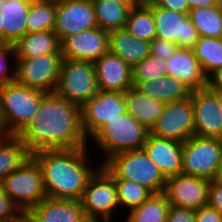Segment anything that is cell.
Listing matches in <instances>:
<instances>
[{"label": "cell", "mask_w": 222, "mask_h": 222, "mask_svg": "<svg viewBox=\"0 0 222 222\" xmlns=\"http://www.w3.org/2000/svg\"><path fill=\"white\" fill-rule=\"evenodd\" d=\"M31 154L46 149L89 147L82 127L81 107L48 93L33 120L17 135Z\"/></svg>", "instance_id": "cell-1"}, {"label": "cell", "mask_w": 222, "mask_h": 222, "mask_svg": "<svg viewBox=\"0 0 222 222\" xmlns=\"http://www.w3.org/2000/svg\"><path fill=\"white\" fill-rule=\"evenodd\" d=\"M88 149H46L31 154L42 171L47 197L81 200L89 178L101 166L90 164Z\"/></svg>", "instance_id": "cell-2"}, {"label": "cell", "mask_w": 222, "mask_h": 222, "mask_svg": "<svg viewBox=\"0 0 222 222\" xmlns=\"http://www.w3.org/2000/svg\"><path fill=\"white\" fill-rule=\"evenodd\" d=\"M47 94L16 80L0 86V128L3 135L17 136L33 120Z\"/></svg>", "instance_id": "cell-3"}, {"label": "cell", "mask_w": 222, "mask_h": 222, "mask_svg": "<svg viewBox=\"0 0 222 222\" xmlns=\"http://www.w3.org/2000/svg\"><path fill=\"white\" fill-rule=\"evenodd\" d=\"M150 130L128 112L103 125L90 139L103 154L102 165L109 157L133 150H141ZM105 155V156H104Z\"/></svg>", "instance_id": "cell-4"}, {"label": "cell", "mask_w": 222, "mask_h": 222, "mask_svg": "<svg viewBox=\"0 0 222 222\" xmlns=\"http://www.w3.org/2000/svg\"><path fill=\"white\" fill-rule=\"evenodd\" d=\"M101 166L113 178L133 180L153 194L164 192L166 178L143 149L115 154Z\"/></svg>", "instance_id": "cell-5"}, {"label": "cell", "mask_w": 222, "mask_h": 222, "mask_svg": "<svg viewBox=\"0 0 222 222\" xmlns=\"http://www.w3.org/2000/svg\"><path fill=\"white\" fill-rule=\"evenodd\" d=\"M0 185L24 214H27L47 197L42 171L32 157L6 176Z\"/></svg>", "instance_id": "cell-6"}, {"label": "cell", "mask_w": 222, "mask_h": 222, "mask_svg": "<svg viewBox=\"0 0 222 222\" xmlns=\"http://www.w3.org/2000/svg\"><path fill=\"white\" fill-rule=\"evenodd\" d=\"M99 91L93 62L63 59L55 94L82 107Z\"/></svg>", "instance_id": "cell-7"}, {"label": "cell", "mask_w": 222, "mask_h": 222, "mask_svg": "<svg viewBox=\"0 0 222 222\" xmlns=\"http://www.w3.org/2000/svg\"><path fill=\"white\" fill-rule=\"evenodd\" d=\"M221 160L222 139L194 135L183 142L181 173L214 180Z\"/></svg>", "instance_id": "cell-8"}, {"label": "cell", "mask_w": 222, "mask_h": 222, "mask_svg": "<svg viewBox=\"0 0 222 222\" xmlns=\"http://www.w3.org/2000/svg\"><path fill=\"white\" fill-rule=\"evenodd\" d=\"M80 202L85 215L112 222V217L120 208L117 188L114 178L102 166L89 178Z\"/></svg>", "instance_id": "cell-9"}, {"label": "cell", "mask_w": 222, "mask_h": 222, "mask_svg": "<svg viewBox=\"0 0 222 222\" xmlns=\"http://www.w3.org/2000/svg\"><path fill=\"white\" fill-rule=\"evenodd\" d=\"M63 57L61 53L16 59L15 80L29 88L54 93Z\"/></svg>", "instance_id": "cell-10"}, {"label": "cell", "mask_w": 222, "mask_h": 222, "mask_svg": "<svg viewBox=\"0 0 222 222\" xmlns=\"http://www.w3.org/2000/svg\"><path fill=\"white\" fill-rule=\"evenodd\" d=\"M127 113L123 92L98 91L81 107L82 127L88 141L106 123Z\"/></svg>", "instance_id": "cell-11"}, {"label": "cell", "mask_w": 222, "mask_h": 222, "mask_svg": "<svg viewBox=\"0 0 222 222\" xmlns=\"http://www.w3.org/2000/svg\"><path fill=\"white\" fill-rule=\"evenodd\" d=\"M150 134L158 138L185 142L194 136L193 104L191 97L185 100L166 103L163 113Z\"/></svg>", "instance_id": "cell-12"}, {"label": "cell", "mask_w": 222, "mask_h": 222, "mask_svg": "<svg viewBox=\"0 0 222 222\" xmlns=\"http://www.w3.org/2000/svg\"><path fill=\"white\" fill-rule=\"evenodd\" d=\"M156 24V37L175 43L179 48L192 49L199 39V34L191 22L188 13L176 12L148 5Z\"/></svg>", "instance_id": "cell-13"}, {"label": "cell", "mask_w": 222, "mask_h": 222, "mask_svg": "<svg viewBox=\"0 0 222 222\" xmlns=\"http://www.w3.org/2000/svg\"><path fill=\"white\" fill-rule=\"evenodd\" d=\"M209 184L206 178L180 173L166 179L163 193L170 205L197 210L208 204Z\"/></svg>", "instance_id": "cell-14"}, {"label": "cell", "mask_w": 222, "mask_h": 222, "mask_svg": "<svg viewBox=\"0 0 222 222\" xmlns=\"http://www.w3.org/2000/svg\"><path fill=\"white\" fill-rule=\"evenodd\" d=\"M97 26L92 0H63L56 3L53 31L60 42L70 35Z\"/></svg>", "instance_id": "cell-15"}, {"label": "cell", "mask_w": 222, "mask_h": 222, "mask_svg": "<svg viewBox=\"0 0 222 222\" xmlns=\"http://www.w3.org/2000/svg\"><path fill=\"white\" fill-rule=\"evenodd\" d=\"M109 31L100 27L80 31L60 42L63 59L95 62L108 52Z\"/></svg>", "instance_id": "cell-16"}, {"label": "cell", "mask_w": 222, "mask_h": 222, "mask_svg": "<svg viewBox=\"0 0 222 222\" xmlns=\"http://www.w3.org/2000/svg\"><path fill=\"white\" fill-rule=\"evenodd\" d=\"M194 135L222 139V111L215 94L208 88L191 91Z\"/></svg>", "instance_id": "cell-17"}, {"label": "cell", "mask_w": 222, "mask_h": 222, "mask_svg": "<svg viewBox=\"0 0 222 222\" xmlns=\"http://www.w3.org/2000/svg\"><path fill=\"white\" fill-rule=\"evenodd\" d=\"M99 91L125 92L133 86L132 67L120 57L105 53L94 62Z\"/></svg>", "instance_id": "cell-18"}, {"label": "cell", "mask_w": 222, "mask_h": 222, "mask_svg": "<svg viewBox=\"0 0 222 222\" xmlns=\"http://www.w3.org/2000/svg\"><path fill=\"white\" fill-rule=\"evenodd\" d=\"M142 149L158 166L166 179L181 173L182 142L173 139L158 138L149 134Z\"/></svg>", "instance_id": "cell-19"}, {"label": "cell", "mask_w": 222, "mask_h": 222, "mask_svg": "<svg viewBox=\"0 0 222 222\" xmlns=\"http://www.w3.org/2000/svg\"><path fill=\"white\" fill-rule=\"evenodd\" d=\"M166 65L167 75L180 80L191 91L207 87L208 77L204 74L192 49L178 48L166 60Z\"/></svg>", "instance_id": "cell-20"}, {"label": "cell", "mask_w": 222, "mask_h": 222, "mask_svg": "<svg viewBox=\"0 0 222 222\" xmlns=\"http://www.w3.org/2000/svg\"><path fill=\"white\" fill-rule=\"evenodd\" d=\"M31 2L24 0H0V39L14 45L27 33L26 20Z\"/></svg>", "instance_id": "cell-21"}, {"label": "cell", "mask_w": 222, "mask_h": 222, "mask_svg": "<svg viewBox=\"0 0 222 222\" xmlns=\"http://www.w3.org/2000/svg\"><path fill=\"white\" fill-rule=\"evenodd\" d=\"M27 215L33 222H79L85 213L79 200L46 197Z\"/></svg>", "instance_id": "cell-22"}, {"label": "cell", "mask_w": 222, "mask_h": 222, "mask_svg": "<svg viewBox=\"0 0 222 222\" xmlns=\"http://www.w3.org/2000/svg\"><path fill=\"white\" fill-rule=\"evenodd\" d=\"M108 52L120 57L132 68L150 55V42L131 35L125 28L109 31Z\"/></svg>", "instance_id": "cell-23"}, {"label": "cell", "mask_w": 222, "mask_h": 222, "mask_svg": "<svg viewBox=\"0 0 222 222\" xmlns=\"http://www.w3.org/2000/svg\"><path fill=\"white\" fill-rule=\"evenodd\" d=\"M133 86L142 94L164 103L185 100L191 93L184 83L168 75L153 80L133 82Z\"/></svg>", "instance_id": "cell-24"}, {"label": "cell", "mask_w": 222, "mask_h": 222, "mask_svg": "<svg viewBox=\"0 0 222 222\" xmlns=\"http://www.w3.org/2000/svg\"><path fill=\"white\" fill-rule=\"evenodd\" d=\"M127 112L149 130L163 113L166 103L142 94L134 86L124 92Z\"/></svg>", "instance_id": "cell-25"}, {"label": "cell", "mask_w": 222, "mask_h": 222, "mask_svg": "<svg viewBox=\"0 0 222 222\" xmlns=\"http://www.w3.org/2000/svg\"><path fill=\"white\" fill-rule=\"evenodd\" d=\"M13 46L16 59L61 53L60 40L53 30L27 32Z\"/></svg>", "instance_id": "cell-26"}, {"label": "cell", "mask_w": 222, "mask_h": 222, "mask_svg": "<svg viewBox=\"0 0 222 222\" xmlns=\"http://www.w3.org/2000/svg\"><path fill=\"white\" fill-rule=\"evenodd\" d=\"M98 27L111 31L123 29L130 9L137 4H126L117 0H92Z\"/></svg>", "instance_id": "cell-27"}, {"label": "cell", "mask_w": 222, "mask_h": 222, "mask_svg": "<svg viewBox=\"0 0 222 222\" xmlns=\"http://www.w3.org/2000/svg\"><path fill=\"white\" fill-rule=\"evenodd\" d=\"M30 157V151L17 136L2 135L0 137V183Z\"/></svg>", "instance_id": "cell-28"}, {"label": "cell", "mask_w": 222, "mask_h": 222, "mask_svg": "<svg viewBox=\"0 0 222 222\" xmlns=\"http://www.w3.org/2000/svg\"><path fill=\"white\" fill-rule=\"evenodd\" d=\"M170 207L165 194H152L140 206L131 210H125L127 218L124 222H167V214Z\"/></svg>", "instance_id": "cell-29"}, {"label": "cell", "mask_w": 222, "mask_h": 222, "mask_svg": "<svg viewBox=\"0 0 222 222\" xmlns=\"http://www.w3.org/2000/svg\"><path fill=\"white\" fill-rule=\"evenodd\" d=\"M188 15L199 36L222 37V5L192 8Z\"/></svg>", "instance_id": "cell-30"}, {"label": "cell", "mask_w": 222, "mask_h": 222, "mask_svg": "<svg viewBox=\"0 0 222 222\" xmlns=\"http://www.w3.org/2000/svg\"><path fill=\"white\" fill-rule=\"evenodd\" d=\"M192 50L207 77L222 67V37L199 36Z\"/></svg>", "instance_id": "cell-31"}, {"label": "cell", "mask_w": 222, "mask_h": 222, "mask_svg": "<svg viewBox=\"0 0 222 222\" xmlns=\"http://www.w3.org/2000/svg\"><path fill=\"white\" fill-rule=\"evenodd\" d=\"M138 39L151 42L156 37V24L148 5H134L128 14L124 27Z\"/></svg>", "instance_id": "cell-32"}, {"label": "cell", "mask_w": 222, "mask_h": 222, "mask_svg": "<svg viewBox=\"0 0 222 222\" xmlns=\"http://www.w3.org/2000/svg\"><path fill=\"white\" fill-rule=\"evenodd\" d=\"M56 3L34 0L26 20L27 32L54 30Z\"/></svg>", "instance_id": "cell-33"}, {"label": "cell", "mask_w": 222, "mask_h": 222, "mask_svg": "<svg viewBox=\"0 0 222 222\" xmlns=\"http://www.w3.org/2000/svg\"><path fill=\"white\" fill-rule=\"evenodd\" d=\"M117 188V199L119 207L131 210L140 206L153 193L146 187L136 183L133 180L114 178Z\"/></svg>", "instance_id": "cell-34"}, {"label": "cell", "mask_w": 222, "mask_h": 222, "mask_svg": "<svg viewBox=\"0 0 222 222\" xmlns=\"http://www.w3.org/2000/svg\"><path fill=\"white\" fill-rule=\"evenodd\" d=\"M167 76L166 60L149 55L132 68V82L153 80Z\"/></svg>", "instance_id": "cell-35"}, {"label": "cell", "mask_w": 222, "mask_h": 222, "mask_svg": "<svg viewBox=\"0 0 222 222\" xmlns=\"http://www.w3.org/2000/svg\"><path fill=\"white\" fill-rule=\"evenodd\" d=\"M11 60H13L12 62L13 64L11 63ZM9 65L11 66V68ZM15 78H16L15 49L12 44H5L3 47L0 48V86L15 81Z\"/></svg>", "instance_id": "cell-36"}, {"label": "cell", "mask_w": 222, "mask_h": 222, "mask_svg": "<svg viewBox=\"0 0 222 222\" xmlns=\"http://www.w3.org/2000/svg\"><path fill=\"white\" fill-rule=\"evenodd\" d=\"M24 213L16 203L3 191L0 185V222H12Z\"/></svg>", "instance_id": "cell-37"}, {"label": "cell", "mask_w": 222, "mask_h": 222, "mask_svg": "<svg viewBox=\"0 0 222 222\" xmlns=\"http://www.w3.org/2000/svg\"><path fill=\"white\" fill-rule=\"evenodd\" d=\"M178 48L177 44L157 37L150 42V54L163 60H167Z\"/></svg>", "instance_id": "cell-38"}, {"label": "cell", "mask_w": 222, "mask_h": 222, "mask_svg": "<svg viewBox=\"0 0 222 222\" xmlns=\"http://www.w3.org/2000/svg\"><path fill=\"white\" fill-rule=\"evenodd\" d=\"M167 222H195V210L170 205Z\"/></svg>", "instance_id": "cell-39"}, {"label": "cell", "mask_w": 222, "mask_h": 222, "mask_svg": "<svg viewBox=\"0 0 222 222\" xmlns=\"http://www.w3.org/2000/svg\"><path fill=\"white\" fill-rule=\"evenodd\" d=\"M207 205L216 209L222 215V182L216 179L210 180Z\"/></svg>", "instance_id": "cell-40"}, {"label": "cell", "mask_w": 222, "mask_h": 222, "mask_svg": "<svg viewBox=\"0 0 222 222\" xmlns=\"http://www.w3.org/2000/svg\"><path fill=\"white\" fill-rule=\"evenodd\" d=\"M195 222H222V215L206 205L195 210Z\"/></svg>", "instance_id": "cell-41"}, {"label": "cell", "mask_w": 222, "mask_h": 222, "mask_svg": "<svg viewBox=\"0 0 222 222\" xmlns=\"http://www.w3.org/2000/svg\"><path fill=\"white\" fill-rule=\"evenodd\" d=\"M156 6L176 12L189 13L187 0H157Z\"/></svg>", "instance_id": "cell-42"}, {"label": "cell", "mask_w": 222, "mask_h": 222, "mask_svg": "<svg viewBox=\"0 0 222 222\" xmlns=\"http://www.w3.org/2000/svg\"><path fill=\"white\" fill-rule=\"evenodd\" d=\"M209 89H222V67L208 77Z\"/></svg>", "instance_id": "cell-43"}, {"label": "cell", "mask_w": 222, "mask_h": 222, "mask_svg": "<svg viewBox=\"0 0 222 222\" xmlns=\"http://www.w3.org/2000/svg\"><path fill=\"white\" fill-rule=\"evenodd\" d=\"M189 9L205 6L222 5V0H187Z\"/></svg>", "instance_id": "cell-44"}, {"label": "cell", "mask_w": 222, "mask_h": 222, "mask_svg": "<svg viewBox=\"0 0 222 222\" xmlns=\"http://www.w3.org/2000/svg\"><path fill=\"white\" fill-rule=\"evenodd\" d=\"M210 90L215 94L222 111V89H210Z\"/></svg>", "instance_id": "cell-45"}, {"label": "cell", "mask_w": 222, "mask_h": 222, "mask_svg": "<svg viewBox=\"0 0 222 222\" xmlns=\"http://www.w3.org/2000/svg\"><path fill=\"white\" fill-rule=\"evenodd\" d=\"M79 222H103L99 219H96V218H93V217H90V216H87V215H84L80 220Z\"/></svg>", "instance_id": "cell-46"}, {"label": "cell", "mask_w": 222, "mask_h": 222, "mask_svg": "<svg viewBox=\"0 0 222 222\" xmlns=\"http://www.w3.org/2000/svg\"><path fill=\"white\" fill-rule=\"evenodd\" d=\"M138 5H151L155 4L157 0H136Z\"/></svg>", "instance_id": "cell-47"}, {"label": "cell", "mask_w": 222, "mask_h": 222, "mask_svg": "<svg viewBox=\"0 0 222 222\" xmlns=\"http://www.w3.org/2000/svg\"><path fill=\"white\" fill-rule=\"evenodd\" d=\"M12 222H33L27 214H23L19 219Z\"/></svg>", "instance_id": "cell-48"}, {"label": "cell", "mask_w": 222, "mask_h": 222, "mask_svg": "<svg viewBox=\"0 0 222 222\" xmlns=\"http://www.w3.org/2000/svg\"><path fill=\"white\" fill-rule=\"evenodd\" d=\"M215 179L219 182H222V160L220 162V167H219V170Z\"/></svg>", "instance_id": "cell-49"}, {"label": "cell", "mask_w": 222, "mask_h": 222, "mask_svg": "<svg viewBox=\"0 0 222 222\" xmlns=\"http://www.w3.org/2000/svg\"><path fill=\"white\" fill-rule=\"evenodd\" d=\"M120 2H125L126 4H137L136 0H117Z\"/></svg>", "instance_id": "cell-50"}, {"label": "cell", "mask_w": 222, "mask_h": 222, "mask_svg": "<svg viewBox=\"0 0 222 222\" xmlns=\"http://www.w3.org/2000/svg\"><path fill=\"white\" fill-rule=\"evenodd\" d=\"M39 1L59 3V2H62L63 0H39Z\"/></svg>", "instance_id": "cell-51"}, {"label": "cell", "mask_w": 222, "mask_h": 222, "mask_svg": "<svg viewBox=\"0 0 222 222\" xmlns=\"http://www.w3.org/2000/svg\"><path fill=\"white\" fill-rule=\"evenodd\" d=\"M5 43L0 39V48L3 47Z\"/></svg>", "instance_id": "cell-52"}, {"label": "cell", "mask_w": 222, "mask_h": 222, "mask_svg": "<svg viewBox=\"0 0 222 222\" xmlns=\"http://www.w3.org/2000/svg\"><path fill=\"white\" fill-rule=\"evenodd\" d=\"M3 135L2 131H1V128H0V137Z\"/></svg>", "instance_id": "cell-53"}]
</instances>
